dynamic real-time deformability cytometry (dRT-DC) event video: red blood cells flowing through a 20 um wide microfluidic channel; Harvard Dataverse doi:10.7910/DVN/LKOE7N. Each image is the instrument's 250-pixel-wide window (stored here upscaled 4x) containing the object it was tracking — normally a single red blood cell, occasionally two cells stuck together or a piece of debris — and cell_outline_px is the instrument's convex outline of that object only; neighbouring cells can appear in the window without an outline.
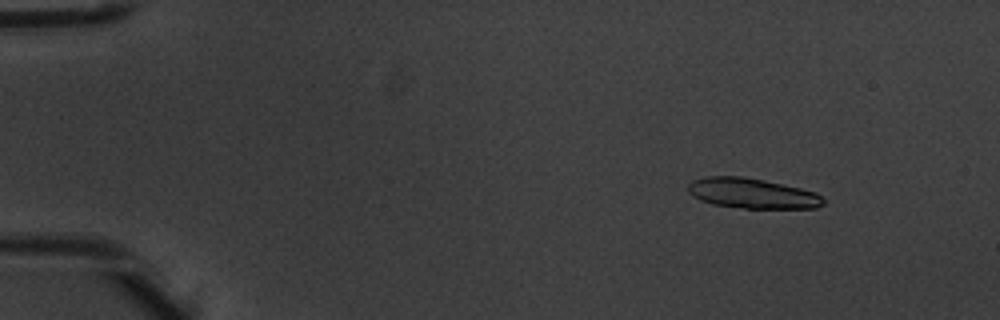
{"species": "common noctule bat (a hibernating species)", "species_latin": "Nyctalus noctula", "temperature_condition": "warm", "stored_images_in_passage": 5, "camera_frame_rate_fps": 3000, "um_per_image_px": 0.085, "animal": {"sex": "male", "body_mass_g": 20.1, "forearm_length_mm": 53.5}, "frame": {"image": 1, "passage_image": 2, "time_ms": 0.333, "image_size_px": [1000, 320], "cell_outline_px": [[824, 204], [816, 208], [744, 208], [712, 204], [700, 200], [692, 196], [688, 192], [688, 184], [692, 180], [704, 176], [744, 176], [784, 184], [816, 192], [824, 200]], "centroid_in_image_um": [63.9, 16.42], "position_along_channel_um": 21.1, "area_um2": 23.93}}